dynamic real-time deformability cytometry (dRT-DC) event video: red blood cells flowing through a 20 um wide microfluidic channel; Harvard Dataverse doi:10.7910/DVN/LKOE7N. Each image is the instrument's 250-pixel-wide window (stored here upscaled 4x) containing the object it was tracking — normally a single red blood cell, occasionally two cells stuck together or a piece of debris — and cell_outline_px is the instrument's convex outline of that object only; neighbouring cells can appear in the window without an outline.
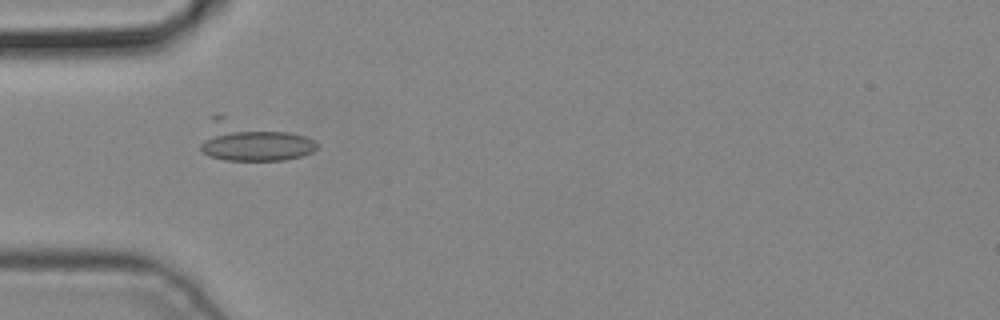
{"species": "common noctule bat (a hibernating species)", "species_latin": "Nyctalus noctula", "temperature_condition": "cold", "stored_images_in_passage": 4, "camera_frame_rate_fps": 3000, "um_per_image_px": 0.085, "animal": {"sex": "male", "body_mass_g": 19.2, "forearm_length_mm": 51.8}, "frame": {"image": 1, "passage_image": 3, "time_ms": 0.667, "image_size_px": [1000, 320], "cell_outline_px": [[320, 144], [312, 152], [300, 156], [284, 160], [224, 160], [208, 156], [200, 148], [200, 144], [204, 140], [220, 132], [288, 132], [304, 136]], "centroid_in_image_um": [21.88, 12.4], "position_along_channel_um": 63.1, "area_um2": 20.23}}
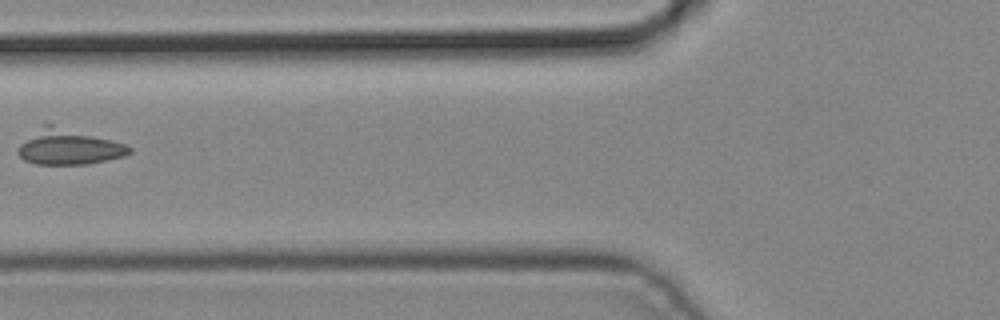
{"frame": {"image": 2, "passage_image": 4, "time_ms": 1.0, "image_size_px": [1000, 320], "cell_outline_px": [[132, 152], [124, 156], [108, 160], [88, 164], [36, 164], [24, 160], [16, 152], [16, 148], [20, 144], [44, 124], [52, 124], [112, 140], [124, 144], [132, 148]], "centroid_in_image_um": [5.84, 12.51], "position_along_channel_um": 120.0, "area_um2": 22.66}}